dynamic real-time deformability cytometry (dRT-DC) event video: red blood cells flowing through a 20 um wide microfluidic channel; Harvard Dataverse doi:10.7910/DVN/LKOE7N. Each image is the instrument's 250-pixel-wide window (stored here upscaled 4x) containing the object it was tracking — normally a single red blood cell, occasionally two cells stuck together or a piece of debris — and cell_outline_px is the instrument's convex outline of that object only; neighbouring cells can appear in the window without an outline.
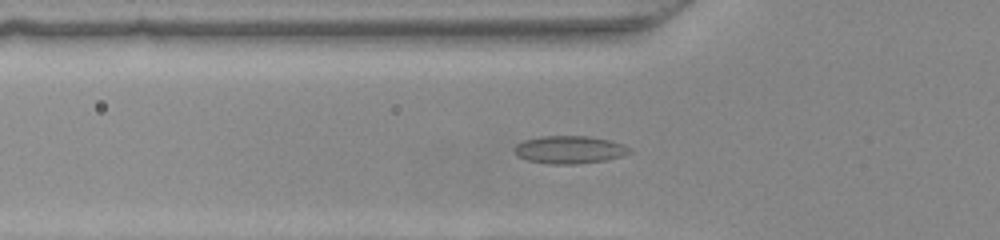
{"species": "common noctule bat (a hibernating species)", "species_latin": "Nyctalus noctula", "temperature_condition": "warm", "stored_images_in_passage": 34, "camera_frame_rate_fps": 3000, "um_per_image_px": 0.085, "animal": {"sex": "female", "body_mass_g": 22.0, "forearm_length_mm": 56.7}, "frame": {"image": 1, "passage_image": 2, "time_ms": 0.333, "image_size_px": [1000, 240], "cell_outline_px": [[632, 152], [620, 156], [604, 160], [576, 164], [548, 164], [528, 160], [516, 156], [512, 152], [512, 148], [516, 144], [524, 140], [540, 136], [588, 136], [608, 140], [624, 144]], "centroid_in_image_um": [48.33, 12.72], "position_along_channel_um": 77.5, "area_um2": 18.67}}
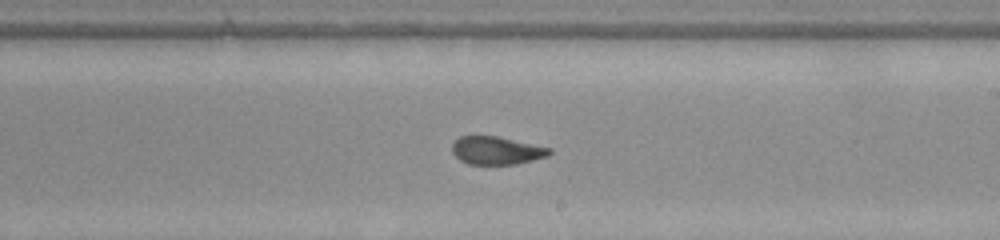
{"frame": {"image": 2, "passage_image": 14, "time_ms": 4.333, "image_size_px": [1000, 240], "cell_outline_px": [[552, 152], [548, 156], [516, 164], [468, 164], [460, 160], [452, 152], [452, 144], [460, 136], [496, 136], [552, 148]], "centroid_in_image_um": [42.21, 12.79], "position_along_channel_um": 246.8, "area_um2": 15.78}}
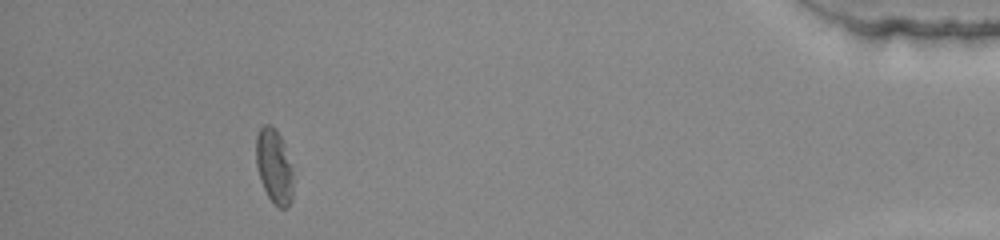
{"frame": {"image": 3, "passage_image": 30, "time_ms": 9.667, "image_size_px": [1000, 240], "cell_outline_px": [[292, 200], [288, 208], [280, 208], [268, 196], [260, 180], [256, 164], [256, 136], [260, 128], [264, 124], [272, 124], [276, 128], [284, 144], [292, 172]], "centroid_in_image_um": [23.29, 14.11], "position_along_channel_um": 411.9, "area_um2": 16.01}}